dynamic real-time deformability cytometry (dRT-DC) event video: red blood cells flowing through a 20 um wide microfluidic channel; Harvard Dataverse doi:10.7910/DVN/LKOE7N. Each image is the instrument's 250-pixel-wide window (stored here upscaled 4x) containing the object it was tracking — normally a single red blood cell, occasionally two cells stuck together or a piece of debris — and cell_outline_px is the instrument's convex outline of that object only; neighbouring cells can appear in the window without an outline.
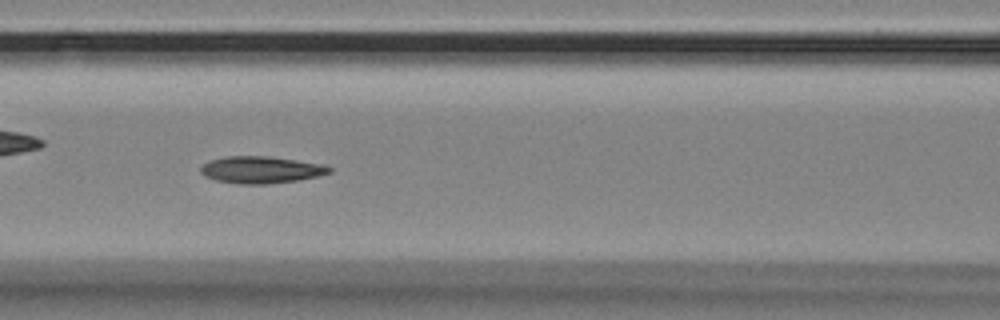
{"species": "Egyptian fruit bat (a non-hibernating species)", "species_latin": "Rousettus aegyptiacus", "temperature_condition": "room temperature", "stored_images_in_passage": 56, "camera_frame_rate_fps": 3000, "um_per_image_px": 0.085, "animal": {"sex": "female"}, "frame": {"image": 1, "passage_image": 24, "time_ms": 7.667, "image_size_px": [1000, 320], "cell_outline_px": [[332, 172], [316, 176], [296, 180], [264, 184], [240, 184], [216, 180], [204, 176], [200, 172], [200, 168], [208, 160], [224, 156], [268, 156], [324, 164], [332, 168]], "centroid_in_image_um": [22.15, 14.42], "position_along_channel_um": 144.4, "area_um2": 20.17}}
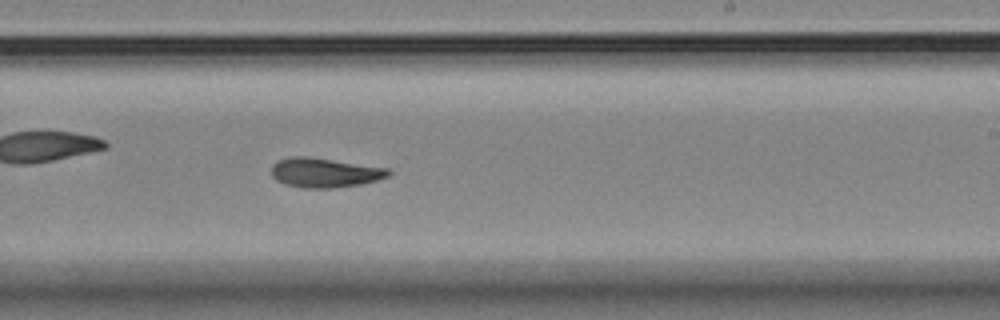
{"frame": {"image": 2, "passage_image": 34, "time_ms": 11.0, "image_size_px": [1000, 320], "cell_outline_px": [[392, 172], [388, 176], [376, 180], [360, 184], [332, 188], [304, 188], [284, 184], [276, 180], [272, 176], [272, 164], [276, 160], [288, 156], [308, 156], [388, 168]], "centroid_in_image_um": [27.55, 14.66], "position_along_channel_um": 261.5, "area_um2": 20.23}}
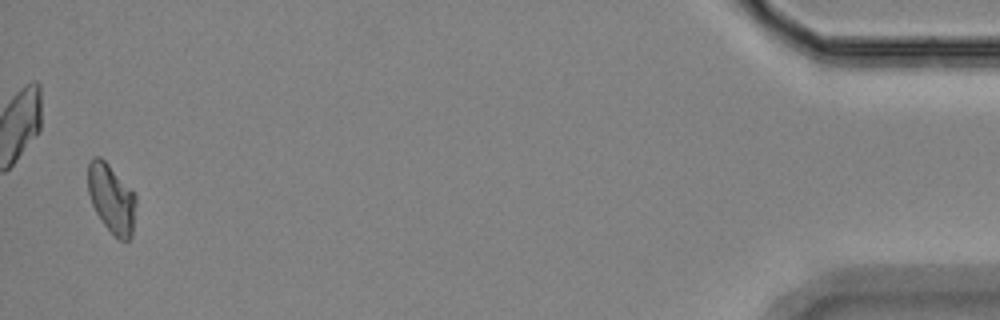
{"frame": {"image": 3, "passage_image": 55, "time_ms": 18.0, "image_size_px": [1000, 320], "cell_outline_px": [[136, 204], [132, 236], [128, 240], [120, 240], [104, 224], [96, 212], [92, 204], [88, 192], [88, 164], [92, 156], [100, 156], [108, 164], [136, 196]], "centroid_in_image_um": [9.47, 16.87], "position_along_channel_um": 425.7, "area_um2": 18.96}, "authors_computed_cell_mechanics": {"area_um2": 19.6809, "velocity_mm_per_s": 3.5213, "shape_relaxation_time_tau1_ms": 3.4884, "shape_relaxation_time_tau2_ms": 5.0453, "deformation_change_tau1": 0.1369, "deformation_change_tau2": 0.0574}}